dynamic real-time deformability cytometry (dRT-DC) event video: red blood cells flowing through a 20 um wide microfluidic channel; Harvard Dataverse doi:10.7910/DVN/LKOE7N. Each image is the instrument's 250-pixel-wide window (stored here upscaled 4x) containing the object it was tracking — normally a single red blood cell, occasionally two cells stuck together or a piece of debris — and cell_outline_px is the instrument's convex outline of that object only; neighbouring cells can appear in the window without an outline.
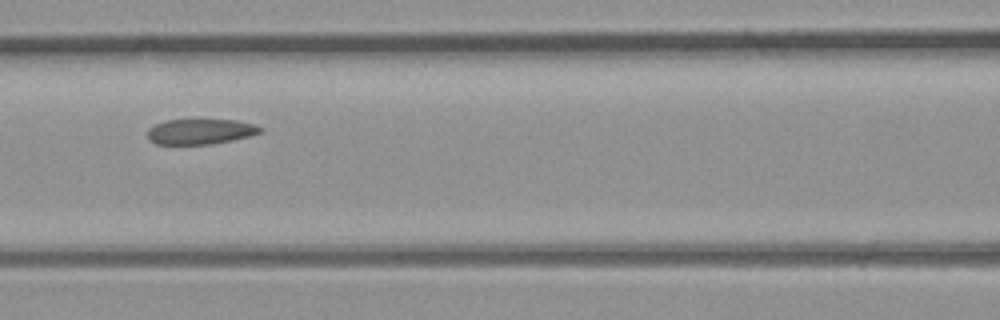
{"species": "common noctule bat (a hibernating species)", "species_latin": "Nyctalus noctula", "temperature_condition": "room temperature", "stored_images_in_passage": 5, "camera_frame_rate_fps": 3000, "um_per_image_px": 0.085, "animal": {"sex": "male", "body_mass_g": 23.1, "forearm_length_mm": 52.7}, "frame": {"image": 1, "passage_image": 5, "time_ms": 1.333, "image_size_px": [1000, 320], "cell_outline_px": [[264, 128], [260, 132], [248, 136], [232, 140], [212, 144], [156, 144], [148, 140], [148, 128], [156, 124], [168, 120], [236, 120], [256, 124]], "centroid_in_image_um": [17.04, 11.18], "position_along_channel_um": 149.6, "area_um2": 16.59}}